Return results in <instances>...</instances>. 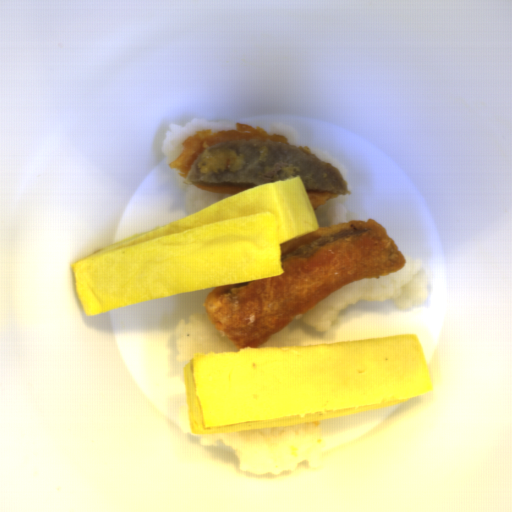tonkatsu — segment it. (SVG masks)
I'll list each match as a JSON object with an SVG mask.
<instances>
[{"mask_svg": "<svg viewBox=\"0 0 512 512\" xmlns=\"http://www.w3.org/2000/svg\"><path fill=\"white\" fill-rule=\"evenodd\" d=\"M280 276L211 288L204 309L237 348L260 349L321 300L351 282L397 272L406 258L374 219L318 226L280 244Z\"/></svg>", "mask_w": 512, "mask_h": 512, "instance_id": "tonkatsu-1", "label": "tonkatsu"}, {"mask_svg": "<svg viewBox=\"0 0 512 512\" xmlns=\"http://www.w3.org/2000/svg\"><path fill=\"white\" fill-rule=\"evenodd\" d=\"M184 150L170 164L185 183L202 191L233 196L260 184L298 176L313 210L350 189L343 173L308 145H294L281 133L268 135L252 124L235 129H204L185 138Z\"/></svg>", "mask_w": 512, "mask_h": 512, "instance_id": "tonkatsu-2", "label": "tonkatsu"}]
</instances>
